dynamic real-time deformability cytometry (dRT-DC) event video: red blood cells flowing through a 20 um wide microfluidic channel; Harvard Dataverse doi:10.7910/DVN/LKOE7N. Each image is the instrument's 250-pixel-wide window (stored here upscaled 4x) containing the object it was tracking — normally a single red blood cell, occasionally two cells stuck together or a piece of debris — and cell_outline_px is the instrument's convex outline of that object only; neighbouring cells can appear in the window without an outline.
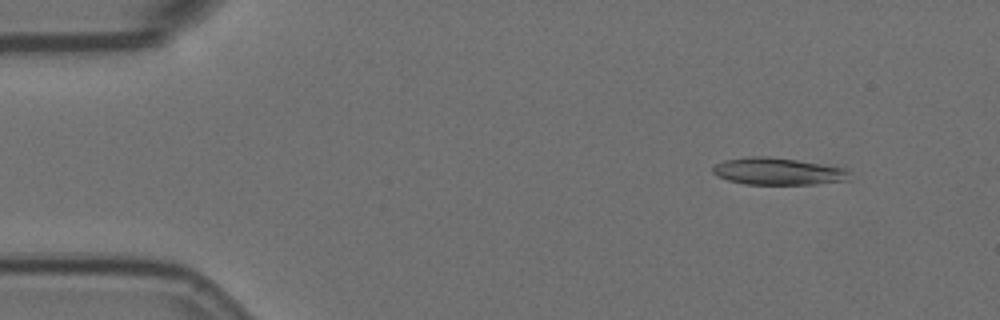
{"species": "Egyptian fruit bat (a non-hibernating species)", "species_latin": "Rousettus aegyptiacus", "temperature_condition": "room temperature", "stored_images_in_passage": 56, "camera_frame_rate_fps": 3000, "um_per_image_px": 0.085, "animal": {"sex": "female"}, "frame": {"image": 1, "passage_image": 6, "time_ms": 1.667, "image_size_px": [1000, 320], "cell_outline_px": [[848, 180], [816, 184], [744, 184], [728, 180], [716, 176], [712, 172], [712, 168], [716, 164], [724, 160], [752, 156], [764, 156], [796, 160], [844, 168], [848, 172]], "centroid_in_image_um": [66.07, 14.57], "position_along_channel_um": 18.9, "area_um2": 21.33}}
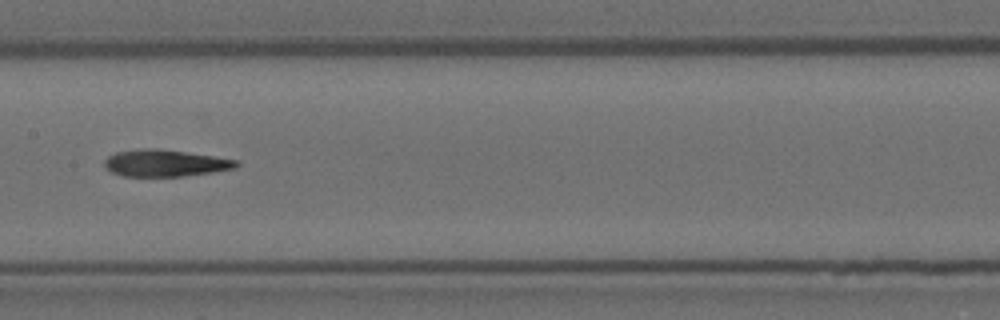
{"frame": {"image": 2, "passage_image": 28, "time_ms": 9.0, "image_size_px": [1000, 320], "cell_outline_px": [[240, 164], [236, 168], [212, 172], [184, 176], [124, 176], [112, 172], [104, 164], [104, 160], [108, 156], [116, 152], [144, 148], [160, 148], [212, 156], [236, 160]], "centroid_in_image_um": [14.04, 13.86], "position_along_channel_um": 193.4, "area_um2": 20.46}}
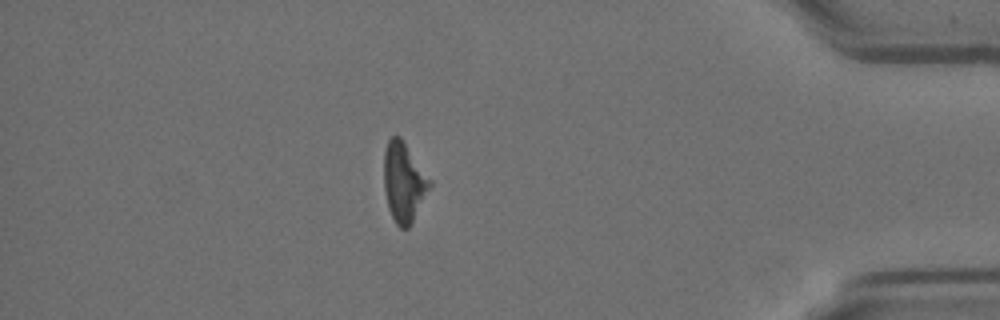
{"frame": {"image": 3, "passage_image": 49, "time_ms": 16.0, "image_size_px": [1000, 320], "cell_outline_px": [[432, 184], [408, 228], [400, 228], [396, 224], [388, 208], [384, 188], [384, 148], [388, 140], [392, 136], [400, 136], [432, 180]], "centroid_in_image_um": [34.31, 15.45], "position_along_channel_um": 400.9, "area_um2": 21.1}, "authors_computed_cell_mechanics": {"area_um2": 21.1548, "velocity_mm_per_s": 3.5681, "shape_relaxation_time_tau1_ms": null, "shape_relaxation_time_tau2_ms": 11.2688, "deformation_change_tau1": null, "deformation_change_tau2": 0.2606}}